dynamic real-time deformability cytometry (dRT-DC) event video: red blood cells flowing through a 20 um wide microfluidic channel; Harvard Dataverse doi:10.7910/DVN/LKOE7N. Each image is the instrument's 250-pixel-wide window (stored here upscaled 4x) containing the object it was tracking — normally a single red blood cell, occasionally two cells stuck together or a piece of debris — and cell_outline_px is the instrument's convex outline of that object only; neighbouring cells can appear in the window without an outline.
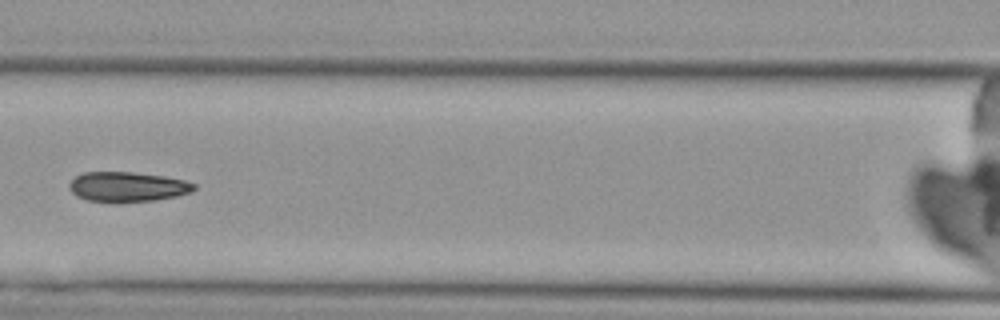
{"species": "Egyptian fruit bat (a non-hibernating species)", "species_latin": "Rousettus aegyptiacus", "temperature_condition": "cold", "stored_images_in_passage": 8, "camera_frame_rate_fps": 3000, "um_per_image_px": 0.085, "animal": {"sex": "female"}, "frame": {"image": 1, "passage_image": 8, "time_ms": 8.0, "image_size_px": [1000, 320], "cell_outline_px": [[196, 188], [188, 192], [176, 196], [152, 200], [88, 200], [76, 196], [68, 188], [68, 184], [76, 176], [84, 172], [132, 172], [164, 176], [184, 180], [196, 184]], "centroid_in_image_um": [10.81, 15.84], "position_along_channel_um": 155.8, "area_um2": 21.04}}